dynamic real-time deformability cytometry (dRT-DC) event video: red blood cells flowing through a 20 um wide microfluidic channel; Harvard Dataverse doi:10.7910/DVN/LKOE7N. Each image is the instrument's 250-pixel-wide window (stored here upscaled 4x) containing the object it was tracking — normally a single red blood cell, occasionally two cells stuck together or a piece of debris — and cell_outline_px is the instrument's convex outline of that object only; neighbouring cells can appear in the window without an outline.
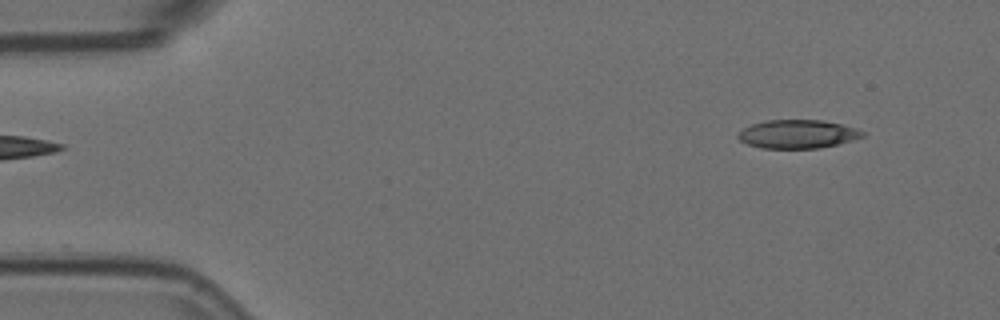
{"species": "Egyptian fruit bat (a non-hibernating species)", "species_latin": "Rousettus aegyptiacus", "temperature_condition": "room temperature", "stored_images_in_passage": 51, "camera_frame_rate_fps": 3000, "um_per_image_px": 0.085, "animal": {"sex": "female"}, "frame": {"image": 1, "passage_image": 1, "time_ms": 0.0, "image_size_px": [1000, 320], "cell_outline_px": [[868, 132], [864, 136], [852, 140], [836, 144], [816, 148], [760, 148], [748, 144], [740, 140], [736, 136], [736, 132], [752, 124], [764, 120], [820, 120], [844, 124]], "centroid_in_image_um": [67.8, 11.38], "position_along_channel_um": 17.2, "area_um2": 20.81}}
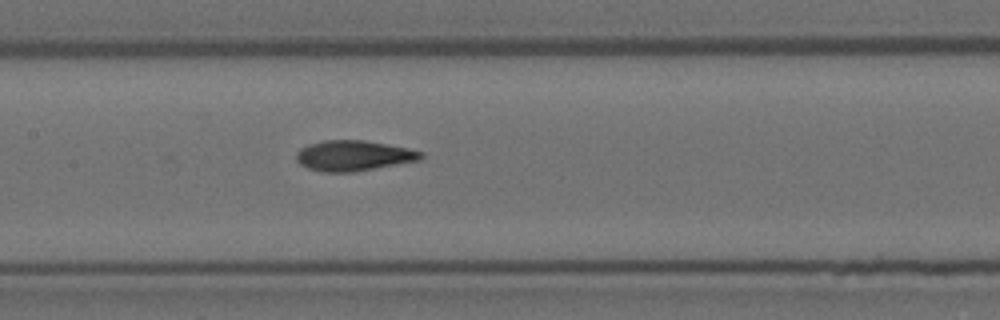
{"frame": {"image": 2, "passage_image": 22, "time_ms": 7.0, "image_size_px": [1000, 320], "cell_outline_px": [[424, 156], [420, 160], [352, 172], [324, 172], [308, 168], [300, 164], [296, 160], [296, 152], [300, 148], [308, 144], [324, 140], [364, 140], [388, 144], [408, 148], [424, 152]], "centroid_in_image_um": [30.04, 13.22], "position_along_channel_um": 177.4, "area_um2": 22.14}}
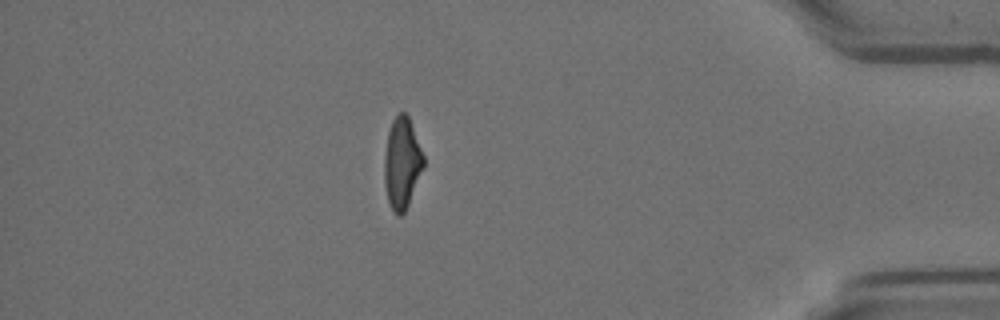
{"frame": {"image": 3, "passage_image": 44, "time_ms": 14.333, "image_size_px": [1000, 320], "cell_outline_px": [[424, 164], [408, 204], [404, 212], [400, 216], [396, 216], [392, 212], [388, 200], [384, 184], [384, 156], [388, 132], [392, 120], [400, 112], [404, 112], [408, 116], [424, 156]], "centroid_in_image_um": [34.14, 13.88], "position_along_channel_um": 401.1, "area_um2": 20.63}, "authors_computed_cell_mechanics": {"area_um2": 21.5594, "velocity_mm_per_s": 3.633, "shape_relaxation_time_tau1_ms": 4.9982, "shape_relaxation_time_tau2_ms": 2.2242, "deformation_change_tau1": 0.2074, "deformation_change_tau2": 0.1018}}